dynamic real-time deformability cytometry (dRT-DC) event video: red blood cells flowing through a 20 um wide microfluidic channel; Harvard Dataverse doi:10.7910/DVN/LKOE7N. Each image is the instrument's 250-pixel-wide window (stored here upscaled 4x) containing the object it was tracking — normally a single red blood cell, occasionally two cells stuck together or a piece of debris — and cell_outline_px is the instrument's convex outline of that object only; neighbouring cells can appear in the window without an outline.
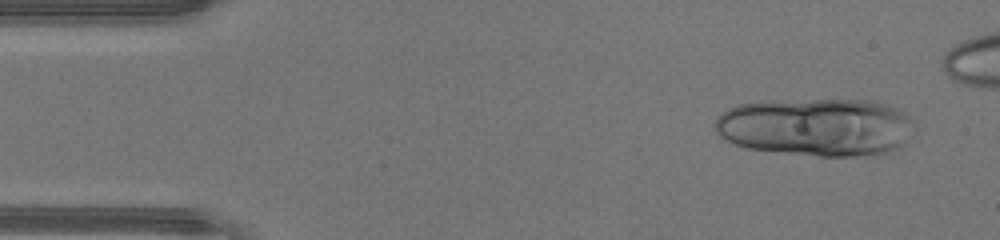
{"species": "human", "species_latin": "Homo sapiens", "temperature_condition": "warm", "stored_images_in_passage": 14, "camera_frame_rate_fps": 3000, "um_per_image_px": 0.085, "donor": {"sex": "male"}, "frame": {"image": 1, "passage_image": 3, "time_ms": 0.667, "image_size_px": [1000, 240], "cell_outline_px": [[916, 120], [900, 144], [896, 148], [884, 152], [856, 156], [820, 156], [748, 148], [724, 140], [716, 132], [716, 120], [728, 108], [740, 104], [772, 100], [872, 100], [888, 104], [900, 108], [912, 116]], "centroid_in_image_um": [69.38, 10.77], "position_along_channel_um": 15.6, "area_um2": 67.11}}